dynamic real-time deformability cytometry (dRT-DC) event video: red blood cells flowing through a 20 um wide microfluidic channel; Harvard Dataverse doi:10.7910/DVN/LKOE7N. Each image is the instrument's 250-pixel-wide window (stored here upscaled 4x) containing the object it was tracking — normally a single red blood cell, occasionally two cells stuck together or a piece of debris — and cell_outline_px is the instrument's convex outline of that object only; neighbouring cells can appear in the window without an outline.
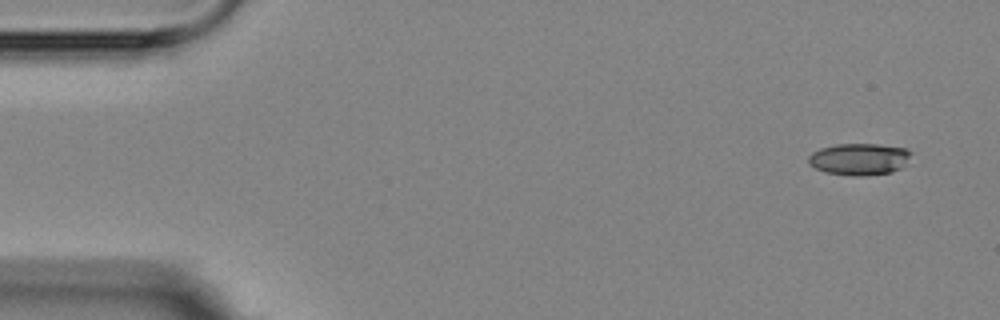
{"species": "Egyptian fruit bat (a non-hibernating species)", "species_latin": "Rousettus aegyptiacus", "temperature_condition": "room temperature", "stored_images_in_passage": 5, "camera_frame_rate_fps": 3000, "um_per_image_px": 0.085, "animal": {"sex": "female"}, "frame": {"image": 1, "passage_image": 1, "time_ms": 0.0, "image_size_px": [1000, 320], "cell_outline_px": [[912, 152], [904, 164], [900, 168], [892, 172], [860, 176], [856, 176], [824, 172], [808, 164], [808, 156], [812, 152], [820, 148], [836, 144], [880, 144], [908, 148]], "centroid_in_image_um": [73.02, 13.51], "position_along_channel_um": 12.0, "area_um2": 19.07}}
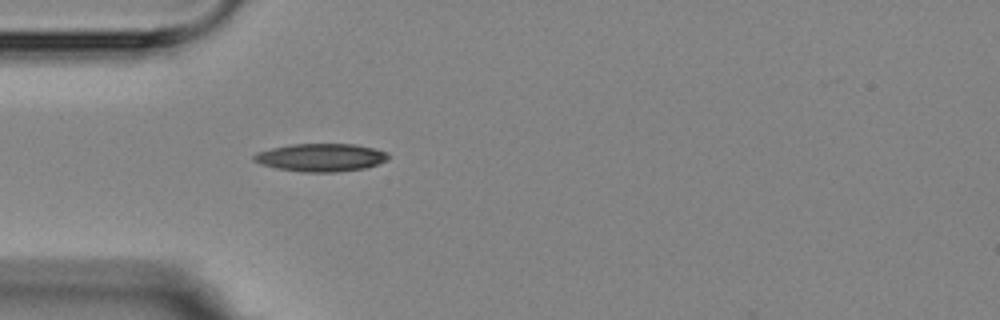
{"frame": {"image": 2, "passage_image": 5, "time_ms": 4.333, "image_size_px": [1000, 320], "cell_outline_px": [[388, 160], [364, 168], [336, 172], [304, 172], [276, 168], [260, 164], [252, 160], [252, 156], [256, 152], [272, 148], [292, 144], [352, 144], [372, 148], [384, 152], [388, 156]], "centroid_in_image_um": [27.2, 13.39], "position_along_channel_um": 57.8, "area_um2": 21.68}}